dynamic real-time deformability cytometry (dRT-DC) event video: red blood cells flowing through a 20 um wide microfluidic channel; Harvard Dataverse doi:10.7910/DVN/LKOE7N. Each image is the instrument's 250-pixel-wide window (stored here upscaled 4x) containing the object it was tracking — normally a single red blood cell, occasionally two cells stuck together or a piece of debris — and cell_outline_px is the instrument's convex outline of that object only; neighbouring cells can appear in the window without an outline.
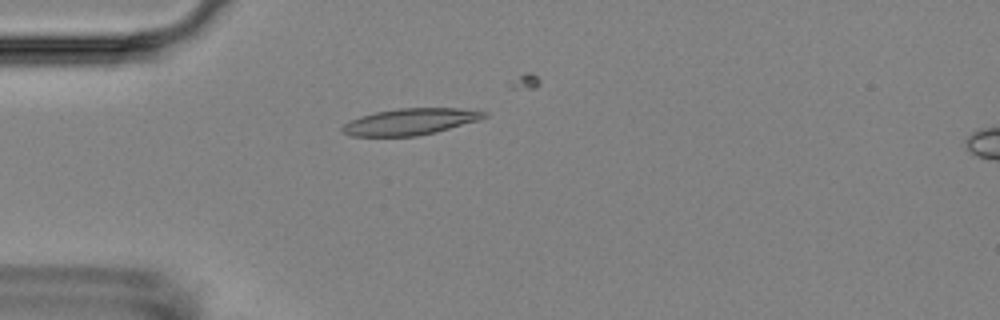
{"species": "Egyptian fruit bat (a non-hibernating species)", "species_latin": "Rousettus aegyptiacus", "temperature_condition": "room temperature", "stored_images_in_passage": 4, "camera_frame_rate_fps": 3000, "um_per_image_px": 0.085, "animal": {"sex": "female"}, "frame": {"image": 1, "passage_image": 3, "time_ms": 3.333, "image_size_px": [1000, 320], "cell_outline_px": [[488, 116], [480, 120], [436, 132], [416, 136], [352, 136], [340, 132], [340, 128], [348, 120], [360, 116], [376, 112], [396, 108], [460, 108], [488, 112]], "centroid_in_image_um": [34.86, 10.34], "position_along_channel_um": 50.1, "area_um2": 22.08}}